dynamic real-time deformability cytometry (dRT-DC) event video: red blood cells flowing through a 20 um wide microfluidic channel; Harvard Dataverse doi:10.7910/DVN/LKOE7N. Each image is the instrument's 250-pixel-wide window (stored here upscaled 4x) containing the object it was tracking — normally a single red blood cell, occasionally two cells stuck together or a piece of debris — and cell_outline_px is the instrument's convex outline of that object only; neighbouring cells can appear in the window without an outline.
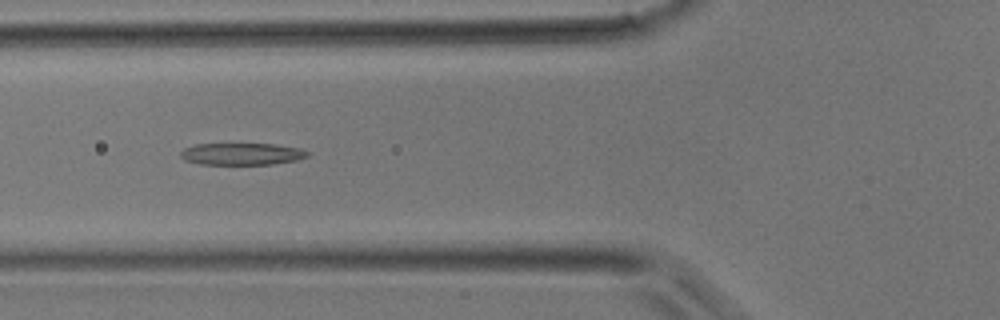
{"species": "common noctule bat (a hibernating species)", "species_latin": "Nyctalus noctula", "temperature_condition": "room temperature", "stored_images_in_passage": 30, "camera_frame_rate_fps": 3000, "um_per_image_px": 0.085, "animal": {"sex": "male", "body_mass_g": 17.9}, "frame": {"image": 1, "passage_image": 5, "time_ms": 1.333, "image_size_px": [1000, 320], "cell_outline_px": [[312, 152], [308, 156], [296, 160], [272, 164], [200, 164], [184, 160], [180, 156], [180, 152], [184, 148], [196, 144], [276, 144], [300, 148]], "centroid_in_image_um": [20.57, 13.08], "position_along_channel_um": 105.2, "area_um2": 16.3}}